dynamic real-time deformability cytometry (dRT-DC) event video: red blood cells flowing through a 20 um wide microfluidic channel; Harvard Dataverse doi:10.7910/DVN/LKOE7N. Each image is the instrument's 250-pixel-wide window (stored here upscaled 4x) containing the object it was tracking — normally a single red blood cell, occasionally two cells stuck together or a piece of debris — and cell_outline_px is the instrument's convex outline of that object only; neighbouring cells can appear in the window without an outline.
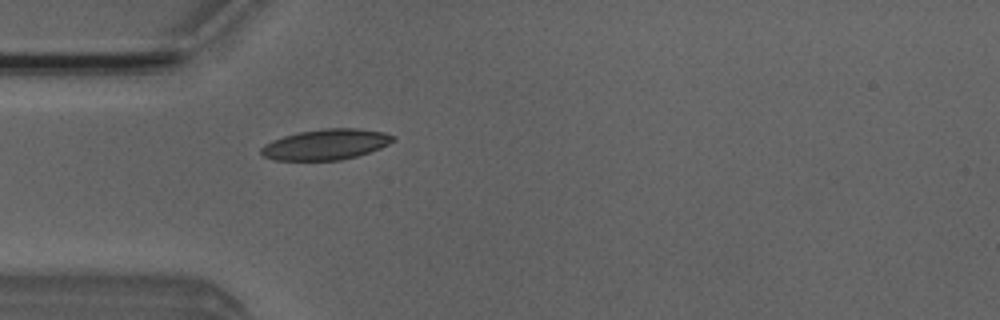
{"species": "Egyptian fruit bat (a non-hibernating species)", "species_latin": "Rousettus aegyptiacus", "temperature_condition": "room temperature", "stored_images_in_passage": 48, "camera_frame_rate_fps": 3000, "um_per_image_px": 0.085, "animal": {"sex": "male"}, "frame": {"image": 1, "passage_image": 12, "time_ms": 3.667, "image_size_px": [1000, 320], "cell_outline_px": [[396, 140], [380, 148], [356, 156], [340, 160], [272, 160], [264, 156], [260, 152], [260, 148], [264, 144], [272, 140], [284, 136], [300, 132], [324, 128], [360, 128], [384, 132], [396, 136]], "centroid_in_image_um": [27.71, 12.27], "position_along_channel_um": 57.3, "area_um2": 23.58}}
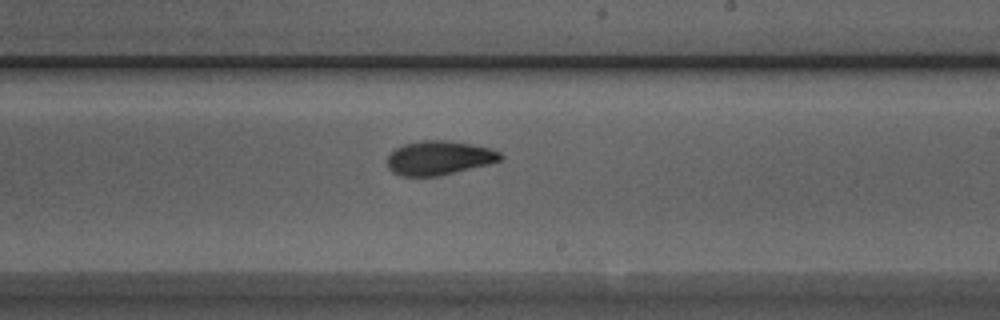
{"frame": {"image": 2, "passage_image": 27, "time_ms": 8.667, "image_size_px": [1000, 320], "cell_outline_px": [[504, 160], [440, 176], [400, 176], [392, 172], [388, 168], [388, 156], [396, 148], [404, 144], [420, 140], [444, 140], [472, 144], [492, 148], [500, 152], [504, 156]], "centroid_in_image_um": [37.35, 13.42], "position_along_channel_um": 251.6, "area_um2": 22.66}}
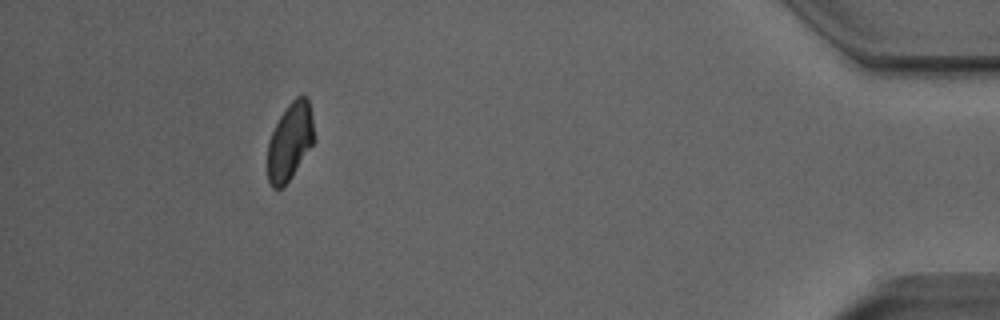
{"frame": {"image": 3, "passage_image": 44, "time_ms": 14.333, "image_size_px": [1000, 320], "cell_outline_px": [[316, 140], [288, 180], [280, 188], [272, 188], [268, 180], [268, 140], [280, 116], [288, 104], [296, 96], [304, 92], [308, 96], [312, 116]], "centroid_in_image_um": [24.67, 11.95], "position_along_channel_um": 410.5, "area_um2": 21.04}, "authors_computed_cell_mechanics": {"area_um2": 22.3108, "velocity_mm_per_s": 3.9526, "shape_relaxation_time_tau1_ms": 5.7552, "shape_relaxation_time_tau2_ms": 2.4922, "deformation_change_tau1": 0.1369, "deformation_change_tau2": 0.0614}}